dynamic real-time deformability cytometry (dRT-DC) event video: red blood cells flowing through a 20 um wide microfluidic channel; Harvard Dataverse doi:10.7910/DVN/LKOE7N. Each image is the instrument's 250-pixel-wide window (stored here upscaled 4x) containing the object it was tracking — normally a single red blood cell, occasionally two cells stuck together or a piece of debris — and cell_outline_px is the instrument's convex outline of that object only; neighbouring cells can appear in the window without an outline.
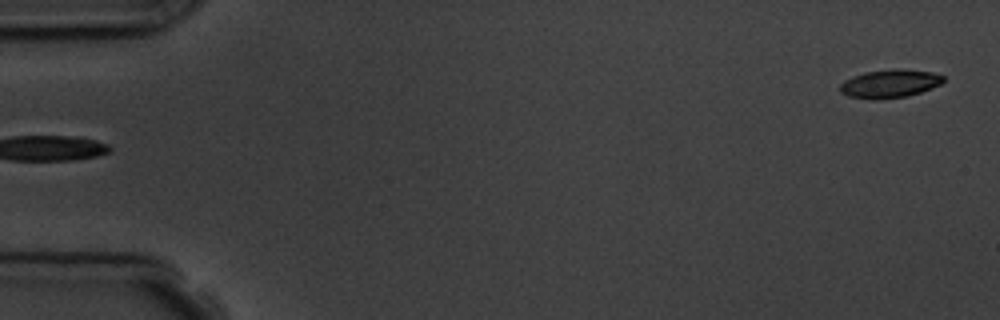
{"species": "common noctule bat (a hibernating species)", "species_latin": "Nyctalus noctula", "temperature_condition": "room temperature", "stored_images_in_passage": 4, "segment_of_instrument_passage": [2, 2], "camera_frame_rate_fps": 3000, "um_per_image_px": 0.085, "animal": {"sex": "male", "body_mass_g": 19.5, "forearm_length_mm": 54.6}, "frame": {"image": 1, "passage_image": 4, "time_ms": 4.333, "image_size_px": [1000, 320], "cell_outline_px": [[944, 80], [940, 84], [920, 92], [908, 96], [876, 100], [848, 96], [840, 92], [840, 84], [844, 80], [852, 76], [864, 72], [892, 68], [896, 68], [932, 72], [944, 76]], "centroid_in_image_um": [75.6, 7.1], "position_along_channel_um": 9.4, "area_um2": 17.11}}